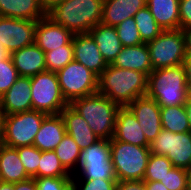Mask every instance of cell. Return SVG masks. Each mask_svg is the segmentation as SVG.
Returning a JSON list of instances; mask_svg holds the SVG:
<instances>
[{
  "mask_svg": "<svg viewBox=\"0 0 191 190\" xmlns=\"http://www.w3.org/2000/svg\"><path fill=\"white\" fill-rule=\"evenodd\" d=\"M148 76L145 73L108 64L98 78V93L105 95L120 107L147 94Z\"/></svg>",
  "mask_w": 191,
  "mask_h": 190,
  "instance_id": "obj_1",
  "label": "cell"
},
{
  "mask_svg": "<svg viewBox=\"0 0 191 190\" xmlns=\"http://www.w3.org/2000/svg\"><path fill=\"white\" fill-rule=\"evenodd\" d=\"M103 6L104 0H65L49 11L47 16L73 34L88 33L101 23Z\"/></svg>",
  "mask_w": 191,
  "mask_h": 190,
  "instance_id": "obj_2",
  "label": "cell"
},
{
  "mask_svg": "<svg viewBox=\"0 0 191 190\" xmlns=\"http://www.w3.org/2000/svg\"><path fill=\"white\" fill-rule=\"evenodd\" d=\"M147 96L160 107L186 105L190 97L182 65L155 69L148 75Z\"/></svg>",
  "mask_w": 191,
  "mask_h": 190,
  "instance_id": "obj_3",
  "label": "cell"
},
{
  "mask_svg": "<svg viewBox=\"0 0 191 190\" xmlns=\"http://www.w3.org/2000/svg\"><path fill=\"white\" fill-rule=\"evenodd\" d=\"M69 105L87 121L97 137L105 140L113 137L118 104L97 92L75 99Z\"/></svg>",
  "mask_w": 191,
  "mask_h": 190,
  "instance_id": "obj_4",
  "label": "cell"
},
{
  "mask_svg": "<svg viewBox=\"0 0 191 190\" xmlns=\"http://www.w3.org/2000/svg\"><path fill=\"white\" fill-rule=\"evenodd\" d=\"M150 155L149 147L110 139V158L117 181L143 180Z\"/></svg>",
  "mask_w": 191,
  "mask_h": 190,
  "instance_id": "obj_5",
  "label": "cell"
},
{
  "mask_svg": "<svg viewBox=\"0 0 191 190\" xmlns=\"http://www.w3.org/2000/svg\"><path fill=\"white\" fill-rule=\"evenodd\" d=\"M146 44L153 70L182 65L187 55L186 39L181 29L163 30Z\"/></svg>",
  "mask_w": 191,
  "mask_h": 190,
  "instance_id": "obj_6",
  "label": "cell"
},
{
  "mask_svg": "<svg viewBox=\"0 0 191 190\" xmlns=\"http://www.w3.org/2000/svg\"><path fill=\"white\" fill-rule=\"evenodd\" d=\"M33 110L60 114L69 103L65 100L56 72L43 71L30 77Z\"/></svg>",
  "mask_w": 191,
  "mask_h": 190,
  "instance_id": "obj_7",
  "label": "cell"
},
{
  "mask_svg": "<svg viewBox=\"0 0 191 190\" xmlns=\"http://www.w3.org/2000/svg\"><path fill=\"white\" fill-rule=\"evenodd\" d=\"M99 178L116 179L110 158V140L100 139L88 148L81 150L78 169L72 175V179Z\"/></svg>",
  "mask_w": 191,
  "mask_h": 190,
  "instance_id": "obj_8",
  "label": "cell"
},
{
  "mask_svg": "<svg viewBox=\"0 0 191 190\" xmlns=\"http://www.w3.org/2000/svg\"><path fill=\"white\" fill-rule=\"evenodd\" d=\"M47 115L36 110L5 115L4 145L11 148L33 145L35 136Z\"/></svg>",
  "mask_w": 191,
  "mask_h": 190,
  "instance_id": "obj_9",
  "label": "cell"
},
{
  "mask_svg": "<svg viewBox=\"0 0 191 190\" xmlns=\"http://www.w3.org/2000/svg\"><path fill=\"white\" fill-rule=\"evenodd\" d=\"M56 73L62 94L69 104L75 99L98 92L99 77L75 60Z\"/></svg>",
  "mask_w": 191,
  "mask_h": 190,
  "instance_id": "obj_10",
  "label": "cell"
},
{
  "mask_svg": "<svg viewBox=\"0 0 191 190\" xmlns=\"http://www.w3.org/2000/svg\"><path fill=\"white\" fill-rule=\"evenodd\" d=\"M149 149L152 154L166 156L174 167L188 170L191 166V131L173 133L162 128Z\"/></svg>",
  "mask_w": 191,
  "mask_h": 190,
  "instance_id": "obj_11",
  "label": "cell"
},
{
  "mask_svg": "<svg viewBox=\"0 0 191 190\" xmlns=\"http://www.w3.org/2000/svg\"><path fill=\"white\" fill-rule=\"evenodd\" d=\"M38 21L0 16V43L11 54L35 42Z\"/></svg>",
  "mask_w": 191,
  "mask_h": 190,
  "instance_id": "obj_12",
  "label": "cell"
},
{
  "mask_svg": "<svg viewBox=\"0 0 191 190\" xmlns=\"http://www.w3.org/2000/svg\"><path fill=\"white\" fill-rule=\"evenodd\" d=\"M127 107L135 115L147 141L151 143L162 129L161 107L147 95L138 97Z\"/></svg>",
  "mask_w": 191,
  "mask_h": 190,
  "instance_id": "obj_13",
  "label": "cell"
},
{
  "mask_svg": "<svg viewBox=\"0 0 191 190\" xmlns=\"http://www.w3.org/2000/svg\"><path fill=\"white\" fill-rule=\"evenodd\" d=\"M74 60L83 64L98 77L108 66L98 45L89 33L74 34L72 39Z\"/></svg>",
  "mask_w": 191,
  "mask_h": 190,
  "instance_id": "obj_14",
  "label": "cell"
},
{
  "mask_svg": "<svg viewBox=\"0 0 191 190\" xmlns=\"http://www.w3.org/2000/svg\"><path fill=\"white\" fill-rule=\"evenodd\" d=\"M0 107L5 115L33 110L30 77L19 76L0 97Z\"/></svg>",
  "mask_w": 191,
  "mask_h": 190,
  "instance_id": "obj_15",
  "label": "cell"
},
{
  "mask_svg": "<svg viewBox=\"0 0 191 190\" xmlns=\"http://www.w3.org/2000/svg\"><path fill=\"white\" fill-rule=\"evenodd\" d=\"M112 139L140 147L150 146L135 115L127 106L117 111Z\"/></svg>",
  "mask_w": 191,
  "mask_h": 190,
  "instance_id": "obj_16",
  "label": "cell"
},
{
  "mask_svg": "<svg viewBox=\"0 0 191 190\" xmlns=\"http://www.w3.org/2000/svg\"><path fill=\"white\" fill-rule=\"evenodd\" d=\"M74 34L64 26L54 23L48 16L38 20L35 44L48 52L69 44Z\"/></svg>",
  "mask_w": 191,
  "mask_h": 190,
  "instance_id": "obj_17",
  "label": "cell"
},
{
  "mask_svg": "<svg viewBox=\"0 0 191 190\" xmlns=\"http://www.w3.org/2000/svg\"><path fill=\"white\" fill-rule=\"evenodd\" d=\"M60 115L64 121L66 134L74 139L81 150L100 140L89 127L87 121L70 105H67Z\"/></svg>",
  "mask_w": 191,
  "mask_h": 190,
  "instance_id": "obj_18",
  "label": "cell"
},
{
  "mask_svg": "<svg viewBox=\"0 0 191 190\" xmlns=\"http://www.w3.org/2000/svg\"><path fill=\"white\" fill-rule=\"evenodd\" d=\"M19 76L33 77L46 71L45 52L35 43L10 54Z\"/></svg>",
  "mask_w": 191,
  "mask_h": 190,
  "instance_id": "obj_19",
  "label": "cell"
},
{
  "mask_svg": "<svg viewBox=\"0 0 191 190\" xmlns=\"http://www.w3.org/2000/svg\"><path fill=\"white\" fill-rule=\"evenodd\" d=\"M111 65L139 71L145 73L147 76L153 71L150 52L146 43L137 46L122 47Z\"/></svg>",
  "mask_w": 191,
  "mask_h": 190,
  "instance_id": "obj_20",
  "label": "cell"
},
{
  "mask_svg": "<svg viewBox=\"0 0 191 190\" xmlns=\"http://www.w3.org/2000/svg\"><path fill=\"white\" fill-rule=\"evenodd\" d=\"M66 134L64 121L60 114H48L37 132L33 146L40 151L55 150Z\"/></svg>",
  "mask_w": 191,
  "mask_h": 190,
  "instance_id": "obj_21",
  "label": "cell"
},
{
  "mask_svg": "<svg viewBox=\"0 0 191 190\" xmlns=\"http://www.w3.org/2000/svg\"><path fill=\"white\" fill-rule=\"evenodd\" d=\"M145 6L146 0H104L101 23L115 27Z\"/></svg>",
  "mask_w": 191,
  "mask_h": 190,
  "instance_id": "obj_22",
  "label": "cell"
},
{
  "mask_svg": "<svg viewBox=\"0 0 191 190\" xmlns=\"http://www.w3.org/2000/svg\"><path fill=\"white\" fill-rule=\"evenodd\" d=\"M88 33L98 45V49L107 64H112L123 47L115 27L99 23Z\"/></svg>",
  "mask_w": 191,
  "mask_h": 190,
  "instance_id": "obj_23",
  "label": "cell"
},
{
  "mask_svg": "<svg viewBox=\"0 0 191 190\" xmlns=\"http://www.w3.org/2000/svg\"><path fill=\"white\" fill-rule=\"evenodd\" d=\"M0 16L38 21L47 13L40 0H0Z\"/></svg>",
  "mask_w": 191,
  "mask_h": 190,
  "instance_id": "obj_24",
  "label": "cell"
},
{
  "mask_svg": "<svg viewBox=\"0 0 191 190\" xmlns=\"http://www.w3.org/2000/svg\"><path fill=\"white\" fill-rule=\"evenodd\" d=\"M180 0H146V6L163 30L180 29Z\"/></svg>",
  "mask_w": 191,
  "mask_h": 190,
  "instance_id": "obj_25",
  "label": "cell"
},
{
  "mask_svg": "<svg viewBox=\"0 0 191 190\" xmlns=\"http://www.w3.org/2000/svg\"><path fill=\"white\" fill-rule=\"evenodd\" d=\"M20 161L16 148L0 146V179L4 182L18 183L29 179Z\"/></svg>",
  "mask_w": 191,
  "mask_h": 190,
  "instance_id": "obj_26",
  "label": "cell"
},
{
  "mask_svg": "<svg viewBox=\"0 0 191 190\" xmlns=\"http://www.w3.org/2000/svg\"><path fill=\"white\" fill-rule=\"evenodd\" d=\"M161 126L173 133L190 132L186 105L161 107Z\"/></svg>",
  "mask_w": 191,
  "mask_h": 190,
  "instance_id": "obj_27",
  "label": "cell"
},
{
  "mask_svg": "<svg viewBox=\"0 0 191 190\" xmlns=\"http://www.w3.org/2000/svg\"><path fill=\"white\" fill-rule=\"evenodd\" d=\"M54 151L64 168L71 175H74L78 169V161L81 153V149L74 139L70 135L65 134Z\"/></svg>",
  "mask_w": 191,
  "mask_h": 190,
  "instance_id": "obj_28",
  "label": "cell"
},
{
  "mask_svg": "<svg viewBox=\"0 0 191 190\" xmlns=\"http://www.w3.org/2000/svg\"><path fill=\"white\" fill-rule=\"evenodd\" d=\"M134 19L140 37L144 43L154 40L163 31V29L156 23V20L147 6L137 11L134 15Z\"/></svg>",
  "mask_w": 191,
  "mask_h": 190,
  "instance_id": "obj_29",
  "label": "cell"
},
{
  "mask_svg": "<svg viewBox=\"0 0 191 190\" xmlns=\"http://www.w3.org/2000/svg\"><path fill=\"white\" fill-rule=\"evenodd\" d=\"M38 177H72L64 168L54 150L42 151L38 165Z\"/></svg>",
  "mask_w": 191,
  "mask_h": 190,
  "instance_id": "obj_30",
  "label": "cell"
},
{
  "mask_svg": "<svg viewBox=\"0 0 191 190\" xmlns=\"http://www.w3.org/2000/svg\"><path fill=\"white\" fill-rule=\"evenodd\" d=\"M74 60L72 41L60 48L45 52L46 70L57 72Z\"/></svg>",
  "mask_w": 191,
  "mask_h": 190,
  "instance_id": "obj_31",
  "label": "cell"
},
{
  "mask_svg": "<svg viewBox=\"0 0 191 190\" xmlns=\"http://www.w3.org/2000/svg\"><path fill=\"white\" fill-rule=\"evenodd\" d=\"M171 161L163 155L152 154L149 157L143 181H161L173 168Z\"/></svg>",
  "mask_w": 191,
  "mask_h": 190,
  "instance_id": "obj_32",
  "label": "cell"
},
{
  "mask_svg": "<svg viewBox=\"0 0 191 190\" xmlns=\"http://www.w3.org/2000/svg\"><path fill=\"white\" fill-rule=\"evenodd\" d=\"M123 47L137 46L144 43L140 37L134 17L128 18L115 26Z\"/></svg>",
  "mask_w": 191,
  "mask_h": 190,
  "instance_id": "obj_33",
  "label": "cell"
},
{
  "mask_svg": "<svg viewBox=\"0 0 191 190\" xmlns=\"http://www.w3.org/2000/svg\"><path fill=\"white\" fill-rule=\"evenodd\" d=\"M16 149L27 175L30 178H38V165L42 151L33 145L22 146Z\"/></svg>",
  "mask_w": 191,
  "mask_h": 190,
  "instance_id": "obj_34",
  "label": "cell"
},
{
  "mask_svg": "<svg viewBox=\"0 0 191 190\" xmlns=\"http://www.w3.org/2000/svg\"><path fill=\"white\" fill-rule=\"evenodd\" d=\"M160 182L169 190H189L188 172L186 169L173 167Z\"/></svg>",
  "mask_w": 191,
  "mask_h": 190,
  "instance_id": "obj_35",
  "label": "cell"
},
{
  "mask_svg": "<svg viewBox=\"0 0 191 190\" xmlns=\"http://www.w3.org/2000/svg\"><path fill=\"white\" fill-rule=\"evenodd\" d=\"M18 77L11 56L0 61V97L15 83Z\"/></svg>",
  "mask_w": 191,
  "mask_h": 190,
  "instance_id": "obj_36",
  "label": "cell"
},
{
  "mask_svg": "<svg viewBox=\"0 0 191 190\" xmlns=\"http://www.w3.org/2000/svg\"><path fill=\"white\" fill-rule=\"evenodd\" d=\"M37 190H74L72 177L34 178Z\"/></svg>",
  "mask_w": 191,
  "mask_h": 190,
  "instance_id": "obj_37",
  "label": "cell"
},
{
  "mask_svg": "<svg viewBox=\"0 0 191 190\" xmlns=\"http://www.w3.org/2000/svg\"><path fill=\"white\" fill-rule=\"evenodd\" d=\"M72 181L74 190H115L117 184V179H72Z\"/></svg>",
  "mask_w": 191,
  "mask_h": 190,
  "instance_id": "obj_38",
  "label": "cell"
},
{
  "mask_svg": "<svg viewBox=\"0 0 191 190\" xmlns=\"http://www.w3.org/2000/svg\"><path fill=\"white\" fill-rule=\"evenodd\" d=\"M180 29L191 28V0L179 1Z\"/></svg>",
  "mask_w": 191,
  "mask_h": 190,
  "instance_id": "obj_39",
  "label": "cell"
},
{
  "mask_svg": "<svg viewBox=\"0 0 191 190\" xmlns=\"http://www.w3.org/2000/svg\"><path fill=\"white\" fill-rule=\"evenodd\" d=\"M115 190H147L143 180L117 181Z\"/></svg>",
  "mask_w": 191,
  "mask_h": 190,
  "instance_id": "obj_40",
  "label": "cell"
},
{
  "mask_svg": "<svg viewBox=\"0 0 191 190\" xmlns=\"http://www.w3.org/2000/svg\"><path fill=\"white\" fill-rule=\"evenodd\" d=\"M182 66L186 76V85L191 95V54L186 55V58L182 62Z\"/></svg>",
  "mask_w": 191,
  "mask_h": 190,
  "instance_id": "obj_41",
  "label": "cell"
},
{
  "mask_svg": "<svg viewBox=\"0 0 191 190\" xmlns=\"http://www.w3.org/2000/svg\"><path fill=\"white\" fill-rule=\"evenodd\" d=\"M14 190H37L34 178L14 183Z\"/></svg>",
  "mask_w": 191,
  "mask_h": 190,
  "instance_id": "obj_42",
  "label": "cell"
},
{
  "mask_svg": "<svg viewBox=\"0 0 191 190\" xmlns=\"http://www.w3.org/2000/svg\"><path fill=\"white\" fill-rule=\"evenodd\" d=\"M65 0H40V3L43 7V10L48 13L51 11L54 7H56L59 3L63 2Z\"/></svg>",
  "mask_w": 191,
  "mask_h": 190,
  "instance_id": "obj_43",
  "label": "cell"
},
{
  "mask_svg": "<svg viewBox=\"0 0 191 190\" xmlns=\"http://www.w3.org/2000/svg\"><path fill=\"white\" fill-rule=\"evenodd\" d=\"M147 190H169L160 181H144Z\"/></svg>",
  "mask_w": 191,
  "mask_h": 190,
  "instance_id": "obj_44",
  "label": "cell"
},
{
  "mask_svg": "<svg viewBox=\"0 0 191 190\" xmlns=\"http://www.w3.org/2000/svg\"><path fill=\"white\" fill-rule=\"evenodd\" d=\"M4 119L5 114L0 107V146L4 145Z\"/></svg>",
  "mask_w": 191,
  "mask_h": 190,
  "instance_id": "obj_45",
  "label": "cell"
},
{
  "mask_svg": "<svg viewBox=\"0 0 191 190\" xmlns=\"http://www.w3.org/2000/svg\"><path fill=\"white\" fill-rule=\"evenodd\" d=\"M186 39L187 54H191V28L183 30Z\"/></svg>",
  "mask_w": 191,
  "mask_h": 190,
  "instance_id": "obj_46",
  "label": "cell"
},
{
  "mask_svg": "<svg viewBox=\"0 0 191 190\" xmlns=\"http://www.w3.org/2000/svg\"><path fill=\"white\" fill-rule=\"evenodd\" d=\"M10 56V53L3 46V43H0V61L7 59Z\"/></svg>",
  "mask_w": 191,
  "mask_h": 190,
  "instance_id": "obj_47",
  "label": "cell"
},
{
  "mask_svg": "<svg viewBox=\"0 0 191 190\" xmlns=\"http://www.w3.org/2000/svg\"><path fill=\"white\" fill-rule=\"evenodd\" d=\"M0 190H14V183L1 181Z\"/></svg>",
  "mask_w": 191,
  "mask_h": 190,
  "instance_id": "obj_48",
  "label": "cell"
},
{
  "mask_svg": "<svg viewBox=\"0 0 191 190\" xmlns=\"http://www.w3.org/2000/svg\"><path fill=\"white\" fill-rule=\"evenodd\" d=\"M186 111H187V114H188V121H189V125H190V128H191V95L188 99V102L186 103Z\"/></svg>",
  "mask_w": 191,
  "mask_h": 190,
  "instance_id": "obj_49",
  "label": "cell"
},
{
  "mask_svg": "<svg viewBox=\"0 0 191 190\" xmlns=\"http://www.w3.org/2000/svg\"><path fill=\"white\" fill-rule=\"evenodd\" d=\"M187 172H188L189 190H191V166H190V168L187 170Z\"/></svg>",
  "mask_w": 191,
  "mask_h": 190,
  "instance_id": "obj_50",
  "label": "cell"
}]
</instances>
